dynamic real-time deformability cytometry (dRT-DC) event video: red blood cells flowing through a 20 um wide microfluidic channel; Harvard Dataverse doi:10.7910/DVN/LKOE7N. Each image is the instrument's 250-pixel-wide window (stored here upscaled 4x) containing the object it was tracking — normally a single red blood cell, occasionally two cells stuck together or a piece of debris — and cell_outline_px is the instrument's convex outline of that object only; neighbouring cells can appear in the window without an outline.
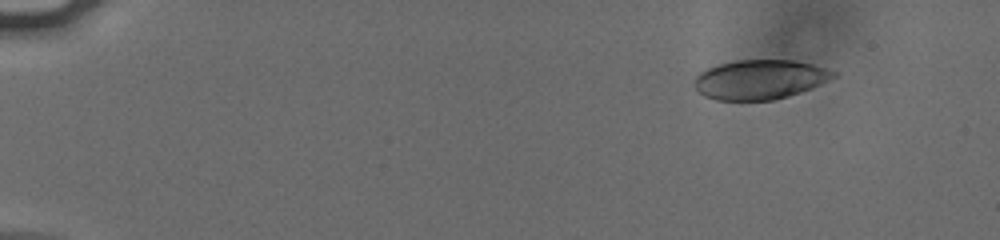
{"species": "human", "species_latin": "Homo sapiens", "temperature_condition": "cold", "stored_images_in_passage": 50, "camera_frame_rate_fps": 3000, "um_per_image_px": 0.085, "donor": {"sex": "male"}, "frame": {"image": 1, "passage_image": 1, "time_ms": 0.0, "image_size_px": [1000, 240], "cell_outline_px": [[836, 76], [812, 88], [788, 96], [772, 100], [716, 100], [704, 96], [696, 92], [692, 84], [696, 76], [700, 72], [708, 68], [720, 64], [736, 60], [792, 60], [812, 64], [836, 72]], "centroid_in_image_um": [64.53, 6.76], "position_along_channel_um": 20.5, "area_um2": 32.02}}
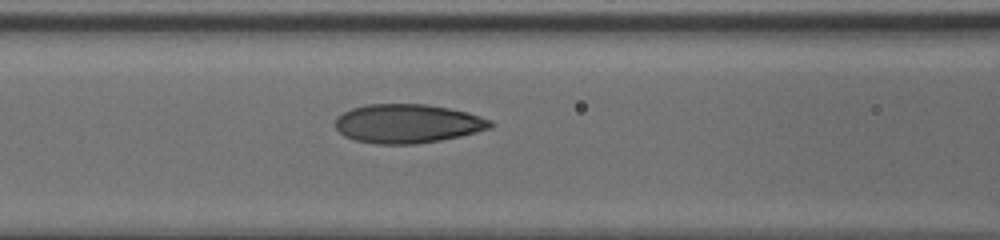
{"frame": {"image": 2, "passage_image": 20, "time_ms": 6.333, "image_size_px": [1000, 240], "cell_outline_px": [[496, 124], [488, 128], [476, 132], [460, 136], [440, 140], [416, 144], [376, 144], [356, 140], [344, 136], [336, 128], [336, 116], [352, 108], [364, 104], [428, 104], [468, 112], [492, 120]], "centroid_in_image_um": [34.65, 10.5], "position_along_channel_um": 132.0, "area_um2": 35.26}}
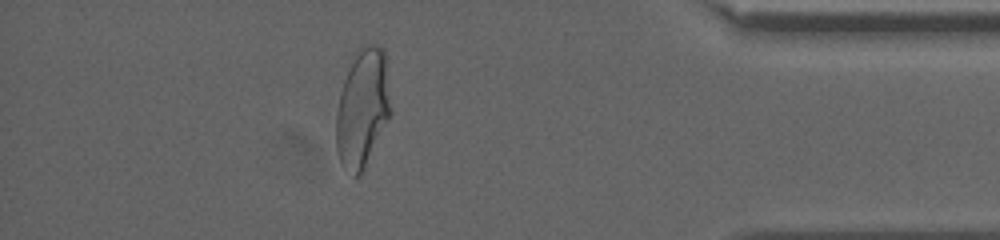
{"frame": {"image": 3, "passage_image": 44, "time_ms": 14.333, "image_size_px": [1000, 240], "cell_outline_px": [[392, 112], [360, 176], [352, 176], [340, 164], [336, 148], [336, 116], [340, 92], [344, 80], [360, 44], [376, 44], [384, 48]], "centroid_in_image_um": [30.82, 9.19], "position_along_channel_um": 404.4, "area_um2": 37.69}, "authors_computed_cell_mechanics": {"area_um2": 34.8534, "velocity_mm_per_s": 3.8076, "shape_relaxation_time_tau1_ms": 7.4548, "shape_relaxation_time_tau2_ms": 1.0765, "deformation_change_tau1": 0.2099, "deformation_change_tau2": 0.0721}}